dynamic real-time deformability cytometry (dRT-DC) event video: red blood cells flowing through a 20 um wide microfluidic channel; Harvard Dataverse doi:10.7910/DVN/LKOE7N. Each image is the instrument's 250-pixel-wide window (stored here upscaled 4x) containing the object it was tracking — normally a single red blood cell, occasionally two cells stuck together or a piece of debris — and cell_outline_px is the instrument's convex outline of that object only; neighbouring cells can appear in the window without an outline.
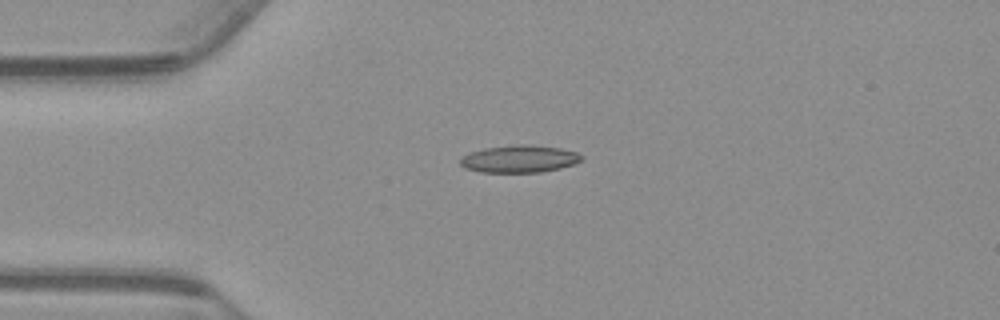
{"species": "common noctule bat (a hibernating species)", "species_latin": "Nyctalus noctula", "temperature_condition": "warm", "stored_images_in_passage": 43, "camera_frame_rate_fps": 3000, "um_per_image_px": 0.085, "animal": {"sex": "male", "body_mass_g": 23.1, "forearm_length_mm": 52.7}, "frame": {"image": 1, "passage_image": 1, "time_ms": 0.0, "image_size_px": [1000, 320], "cell_outline_px": [[584, 160], [560, 168], [540, 172], [480, 172], [464, 168], [460, 164], [460, 156], [468, 152], [484, 148], [520, 144], [524, 144], [560, 148], [576, 152], [584, 156]], "centroid_in_image_um": [44.11, 13.5], "position_along_channel_um": 40.9, "area_um2": 19.42}}
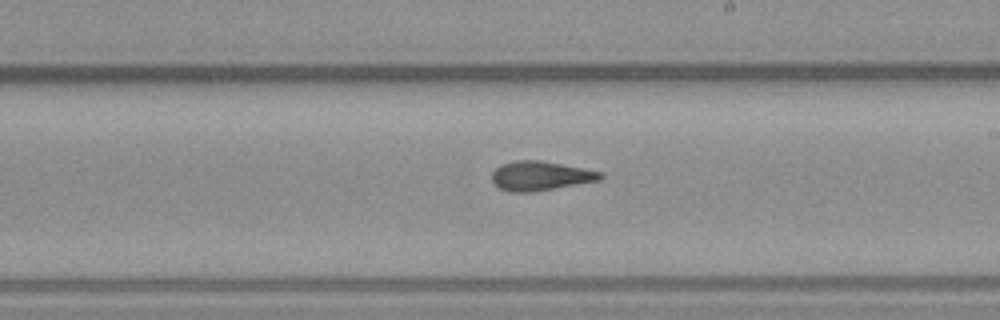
{"frame": {"image": 2, "passage_image": 19, "time_ms": 6.0, "image_size_px": [1000, 320], "cell_outline_px": [[604, 176], [600, 180], [532, 192], [512, 192], [500, 188], [492, 180], [492, 172], [500, 164], [516, 160], [540, 160], [584, 168], [604, 172]], "centroid_in_image_um": [45.95, 14.94], "position_along_channel_um": 243.0, "area_um2": 18.5}}
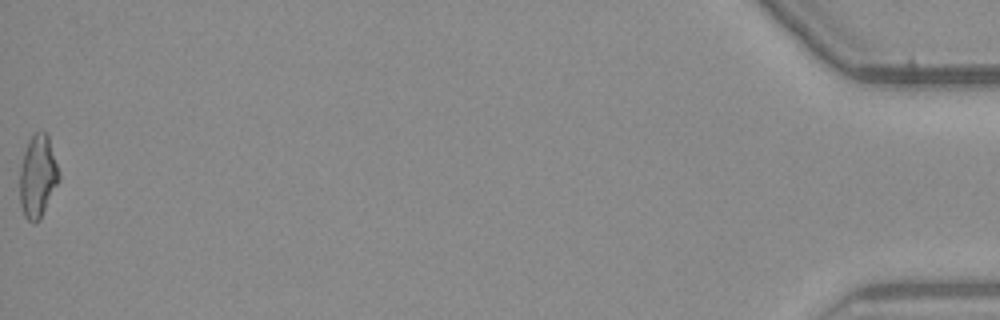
{"frame": {"image": 3, "passage_image": 43, "time_ms": 14.0, "image_size_px": [1000, 320], "cell_outline_px": [[60, 180], [40, 220], [36, 224], [32, 224], [24, 216], [20, 204], [20, 168], [24, 152], [28, 140], [36, 132], [44, 132], [48, 136], [60, 176]], "centroid_in_image_um": [3.2, 15.05], "position_along_channel_um": 432.0, "area_um2": 18.84}, "authors_computed_cell_mechanics": {"area_um2": 18.207, "velocity_mm_per_s": 3.7403, "shape_relaxation_time_tau1_ms": 8.0533, "shape_relaxation_time_tau2_ms": 3.3023, "deformation_change_tau1": 0.2073, "deformation_change_tau2": 0.1226}}